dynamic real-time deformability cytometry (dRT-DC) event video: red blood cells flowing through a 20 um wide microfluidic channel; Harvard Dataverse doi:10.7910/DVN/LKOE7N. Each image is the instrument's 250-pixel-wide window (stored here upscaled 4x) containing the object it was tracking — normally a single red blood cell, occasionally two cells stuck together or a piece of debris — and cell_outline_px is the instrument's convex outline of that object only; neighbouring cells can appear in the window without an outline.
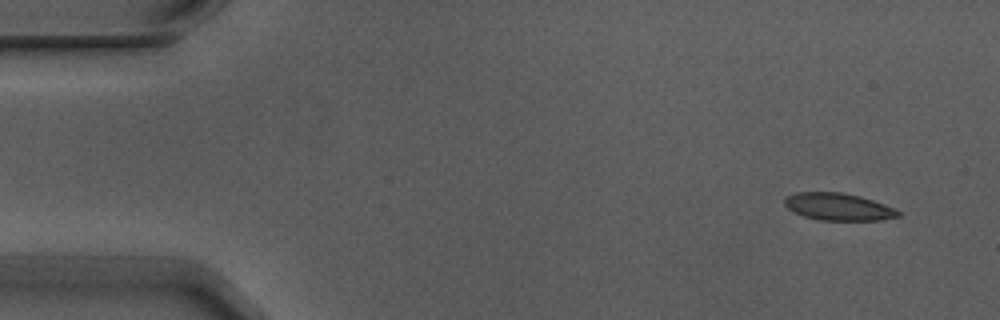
{"species": "Egyptian fruit bat (a non-hibernating species)", "species_latin": "Rousettus aegyptiacus", "temperature_condition": "warm", "stored_images_in_passage": 8, "camera_frame_rate_fps": 3000, "um_per_image_px": 0.085, "animal": {"sex": "male"}, "frame": {"image": 1, "passage_image": 1, "time_ms": 0.0, "image_size_px": [1000, 320], "cell_outline_px": [[900, 216], [880, 220], [820, 220], [804, 216], [788, 208], [784, 204], [784, 200], [788, 196], [796, 192], [844, 192], [860, 196], [896, 208], [900, 212]], "centroid_in_image_um": [71.29, 17.57], "position_along_channel_um": 13.7, "area_um2": 17.98}}
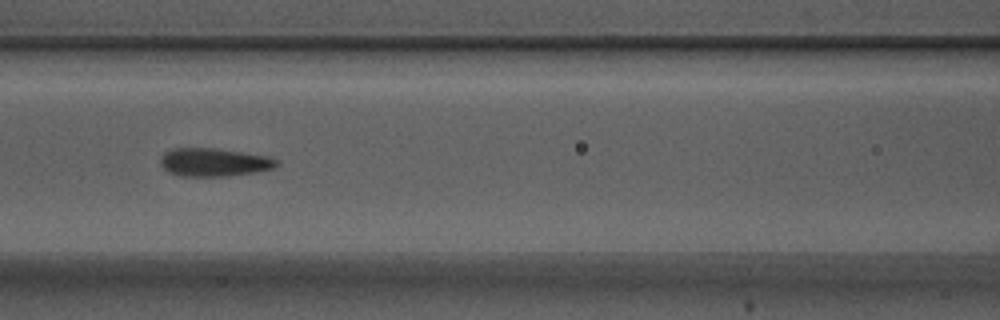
{"frame": {"image": 2, "passage_image": 6, "time_ms": 1.667, "image_size_px": [1000, 320], "cell_outline_px": [[280, 164], [272, 168], [256, 172], [228, 176], [180, 176], [168, 172], [160, 164], [160, 160], [164, 152], [172, 148], [216, 148], [268, 156], [280, 160]], "centroid_in_image_um": [18.2, 13.79], "position_along_channel_um": 148.4, "area_um2": 19.25}}
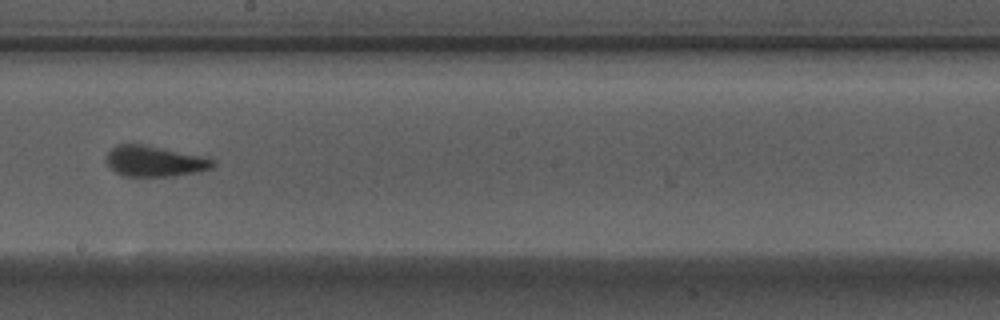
{"frame": {"image": 3, "passage_image": 8, "time_ms": 2.333, "image_size_px": [1000, 320], "cell_outline_px": [[216, 164], [212, 168], [200, 172], [172, 176], [124, 176], [116, 172], [108, 164], [108, 152], [116, 144], [140, 144], [200, 156], [216, 160]], "centroid_in_image_um": [13.17, 13.72], "position_along_channel_um": 235.0, "area_um2": 18.73}}